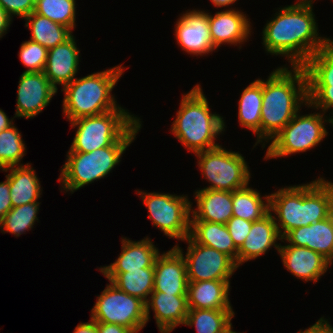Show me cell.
<instances>
[{
	"label": "cell",
	"mask_w": 333,
	"mask_h": 333,
	"mask_svg": "<svg viewBox=\"0 0 333 333\" xmlns=\"http://www.w3.org/2000/svg\"><path fill=\"white\" fill-rule=\"evenodd\" d=\"M243 13L233 8L216 12L215 15L208 13L210 35L216 49L226 43L235 46L239 44L240 48V44L248 40L252 32L251 22Z\"/></svg>",
	"instance_id": "obj_15"
},
{
	"label": "cell",
	"mask_w": 333,
	"mask_h": 333,
	"mask_svg": "<svg viewBox=\"0 0 333 333\" xmlns=\"http://www.w3.org/2000/svg\"><path fill=\"white\" fill-rule=\"evenodd\" d=\"M299 113L272 139L265 160L309 151L328 135L324 124L331 123V117L322 112L306 115Z\"/></svg>",
	"instance_id": "obj_9"
},
{
	"label": "cell",
	"mask_w": 333,
	"mask_h": 333,
	"mask_svg": "<svg viewBox=\"0 0 333 333\" xmlns=\"http://www.w3.org/2000/svg\"><path fill=\"white\" fill-rule=\"evenodd\" d=\"M13 124L0 132V169L24 165L21 163L26 154V146L22 134Z\"/></svg>",
	"instance_id": "obj_35"
},
{
	"label": "cell",
	"mask_w": 333,
	"mask_h": 333,
	"mask_svg": "<svg viewBox=\"0 0 333 333\" xmlns=\"http://www.w3.org/2000/svg\"><path fill=\"white\" fill-rule=\"evenodd\" d=\"M230 280L189 281L188 309L233 310L229 301Z\"/></svg>",
	"instance_id": "obj_24"
},
{
	"label": "cell",
	"mask_w": 333,
	"mask_h": 333,
	"mask_svg": "<svg viewBox=\"0 0 333 333\" xmlns=\"http://www.w3.org/2000/svg\"><path fill=\"white\" fill-rule=\"evenodd\" d=\"M12 208L9 180L6 178L4 182H0V221Z\"/></svg>",
	"instance_id": "obj_40"
},
{
	"label": "cell",
	"mask_w": 333,
	"mask_h": 333,
	"mask_svg": "<svg viewBox=\"0 0 333 333\" xmlns=\"http://www.w3.org/2000/svg\"><path fill=\"white\" fill-rule=\"evenodd\" d=\"M146 301V320L150 319V309L160 333H171L183 325L188 314L187 294H167L153 291Z\"/></svg>",
	"instance_id": "obj_17"
},
{
	"label": "cell",
	"mask_w": 333,
	"mask_h": 333,
	"mask_svg": "<svg viewBox=\"0 0 333 333\" xmlns=\"http://www.w3.org/2000/svg\"><path fill=\"white\" fill-rule=\"evenodd\" d=\"M39 206V202H32L13 207L0 221L1 232H9L19 237L23 232L31 230L38 221Z\"/></svg>",
	"instance_id": "obj_33"
},
{
	"label": "cell",
	"mask_w": 333,
	"mask_h": 333,
	"mask_svg": "<svg viewBox=\"0 0 333 333\" xmlns=\"http://www.w3.org/2000/svg\"><path fill=\"white\" fill-rule=\"evenodd\" d=\"M292 69V70H291ZM278 67L262 80L261 143L271 141L308 103L307 75L303 66ZM266 143H265V142Z\"/></svg>",
	"instance_id": "obj_2"
},
{
	"label": "cell",
	"mask_w": 333,
	"mask_h": 333,
	"mask_svg": "<svg viewBox=\"0 0 333 333\" xmlns=\"http://www.w3.org/2000/svg\"><path fill=\"white\" fill-rule=\"evenodd\" d=\"M76 8V0H35L34 13L72 31L76 27Z\"/></svg>",
	"instance_id": "obj_34"
},
{
	"label": "cell",
	"mask_w": 333,
	"mask_h": 333,
	"mask_svg": "<svg viewBox=\"0 0 333 333\" xmlns=\"http://www.w3.org/2000/svg\"><path fill=\"white\" fill-rule=\"evenodd\" d=\"M148 209V218L169 238L183 241L190 233L192 203L187 195L137 190Z\"/></svg>",
	"instance_id": "obj_10"
},
{
	"label": "cell",
	"mask_w": 333,
	"mask_h": 333,
	"mask_svg": "<svg viewBox=\"0 0 333 333\" xmlns=\"http://www.w3.org/2000/svg\"><path fill=\"white\" fill-rule=\"evenodd\" d=\"M27 163L25 165L11 166L2 169L10 173L5 177L9 180L10 199L12 207H18L23 204H29L40 199L42 195L40 180L35 170Z\"/></svg>",
	"instance_id": "obj_25"
},
{
	"label": "cell",
	"mask_w": 333,
	"mask_h": 333,
	"mask_svg": "<svg viewBox=\"0 0 333 333\" xmlns=\"http://www.w3.org/2000/svg\"><path fill=\"white\" fill-rule=\"evenodd\" d=\"M13 119H9L5 112L0 109V132L11 127L14 124Z\"/></svg>",
	"instance_id": "obj_45"
},
{
	"label": "cell",
	"mask_w": 333,
	"mask_h": 333,
	"mask_svg": "<svg viewBox=\"0 0 333 333\" xmlns=\"http://www.w3.org/2000/svg\"><path fill=\"white\" fill-rule=\"evenodd\" d=\"M141 119L125 109L70 121L77 127L68 152H92L110 145H130L141 128Z\"/></svg>",
	"instance_id": "obj_6"
},
{
	"label": "cell",
	"mask_w": 333,
	"mask_h": 333,
	"mask_svg": "<svg viewBox=\"0 0 333 333\" xmlns=\"http://www.w3.org/2000/svg\"><path fill=\"white\" fill-rule=\"evenodd\" d=\"M252 223L253 222L251 221H247L242 218L232 216L225 224L227 226L231 238L233 239L235 246L238 249L246 240V237L250 232Z\"/></svg>",
	"instance_id": "obj_38"
},
{
	"label": "cell",
	"mask_w": 333,
	"mask_h": 333,
	"mask_svg": "<svg viewBox=\"0 0 333 333\" xmlns=\"http://www.w3.org/2000/svg\"><path fill=\"white\" fill-rule=\"evenodd\" d=\"M297 333H333V327L329 321L321 317L315 324L305 330H299Z\"/></svg>",
	"instance_id": "obj_41"
},
{
	"label": "cell",
	"mask_w": 333,
	"mask_h": 333,
	"mask_svg": "<svg viewBox=\"0 0 333 333\" xmlns=\"http://www.w3.org/2000/svg\"><path fill=\"white\" fill-rule=\"evenodd\" d=\"M262 198L259 191L247 185L232 192L233 216L247 221H258L269 213V195Z\"/></svg>",
	"instance_id": "obj_31"
},
{
	"label": "cell",
	"mask_w": 333,
	"mask_h": 333,
	"mask_svg": "<svg viewBox=\"0 0 333 333\" xmlns=\"http://www.w3.org/2000/svg\"><path fill=\"white\" fill-rule=\"evenodd\" d=\"M277 240L284 242L278 232L273 215L269 212L266 216L252 223L246 240L238 249L237 267L247 261L260 257L273 246L279 251L280 244Z\"/></svg>",
	"instance_id": "obj_20"
},
{
	"label": "cell",
	"mask_w": 333,
	"mask_h": 333,
	"mask_svg": "<svg viewBox=\"0 0 333 333\" xmlns=\"http://www.w3.org/2000/svg\"><path fill=\"white\" fill-rule=\"evenodd\" d=\"M188 283L185 260L174 246L157 256L154 263L153 291L187 294Z\"/></svg>",
	"instance_id": "obj_16"
},
{
	"label": "cell",
	"mask_w": 333,
	"mask_h": 333,
	"mask_svg": "<svg viewBox=\"0 0 333 333\" xmlns=\"http://www.w3.org/2000/svg\"><path fill=\"white\" fill-rule=\"evenodd\" d=\"M98 333H134L131 329L124 326L98 322Z\"/></svg>",
	"instance_id": "obj_42"
},
{
	"label": "cell",
	"mask_w": 333,
	"mask_h": 333,
	"mask_svg": "<svg viewBox=\"0 0 333 333\" xmlns=\"http://www.w3.org/2000/svg\"><path fill=\"white\" fill-rule=\"evenodd\" d=\"M0 6L12 19L13 15L25 19L34 12L35 0H0Z\"/></svg>",
	"instance_id": "obj_39"
},
{
	"label": "cell",
	"mask_w": 333,
	"mask_h": 333,
	"mask_svg": "<svg viewBox=\"0 0 333 333\" xmlns=\"http://www.w3.org/2000/svg\"><path fill=\"white\" fill-rule=\"evenodd\" d=\"M79 55L74 35L48 50L44 73L57 90V85L64 87L75 79L79 70Z\"/></svg>",
	"instance_id": "obj_19"
},
{
	"label": "cell",
	"mask_w": 333,
	"mask_h": 333,
	"mask_svg": "<svg viewBox=\"0 0 333 333\" xmlns=\"http://www.w3.org/2000/svg\"><path fill=\"white\" fill-rule=\"evenodd\" d=\"M278 253L284 267L297 279L305 282L313 281L316 283L328 271L329 265H332L321 254L304 246L297 247L290 244L281 245L280 243Z\"/></svg>",
	"instance_id": "obj_18"
},
{
	"label": "cell",
	"mask_w": 333,
	"mask_h": 333,
	"mask_svg": "<svg viewBox=\"0 0 333 333\" xmlns=\"http://www.w3.org/2000/svg\"><path fill=\"white\" fill-rule=\"evenodd\" d=\"M194 195L197 208H191L190 221L226 224L233 216L232 192L199 189Z\"/></svg>",
	"instance_id": "obj_23"
},
{
	"label": "cell",
	"mask_w": 333,
	"mask_h": 333,
	"mask_svg": "<svg viewBox=\"0 0 333 333\" xmlns=\"http://www.w3.org/2000/svg\"><path fill=\"white\" fill-rule=\"evenodd\" d=\"M238 104V121L257 136L254 147L261 143L262 79L254 80L242 92Z\"/></svg>",
	"instance_id": "obj_27"
},
{
	"label": "cell",
	"mask_w": 333,
	"mask_h": 333,
	"mask_svg": "<svg viewBox=\"0 0 333 333\" xmlns=\"http://www.w3.org/2000/svg\"><path fill=\"white\" fill-rule=\"evenodd\" d=\"M313 3L298 0L283 8L267 21L262 31L266 53L284 56L290 66H303L331 39L319 36Z\"/></svg>",
	"instance_id": "obj_1"
},
{
	"label": "cell",
	"mask_w": 333,
	"mask_h": 333,
	"mask_svg": "<svg viewBox=\"0 0 333 333\" xmlns=\"http://www.w3.org/2000/svg\"><path fill=\"white\" fill-rule=\"evenodd\" d=\"M129 146L110 145L92 152H68L58 178L62 183L61 191L73 194L81 187L106 177L119 164L122 154Z\"/></svg>",
	"instance_id": "obj_7"
},
{
	"label": "cell",
	"mask_w": 333,
	"mask_h": 333,
	"mask_svg": "<svg viewBox=\"0 0 333 333\" xmlns=\"http://www.w3.org/2000/svg\"><path fill=\"white\" fill-rule=\"evenodd\" d=\"M73 333H98V322L90 318L89 322L78 324Z\"/></svg>",
	"instance_id": "obj_43"
},
{
	"label": "cell",
	"mask_w": 333,
	"mask_h": 333,
	"mask_svg": "<svg viewBox=\"0 0 333 333\" xmlns=\"http://www.w3.org/2000/svg\"><path fill=\"white\" fill-rule=\"evenodd\" d=\"M333 127V115L331 116V123H330Z\"/></svg>",
	"instance_id": "obj_47"
},
{
	"label": "cell",
	"mask_w": 333,
	"mask_h": 333,
	"mask_svg": "<svg viewBox=\"0 0 333 333\" xmlns=\"http://www.w3.org/2000/svg\"><path fill=\"white\" fill-rule=\"evenodd\" d=\"M25 27L31 31L30 40L44 46L48 50L68 40L73 32L61 24L55 23L45 16L32 12L25 18Z\"/></svg>",
	"instance_id": "obj_30"
},
{
	"label": "cell",
	"mask_w": 333,
	"mask_h": 333,
	"mask_svg": "<svg viewBox=\"0 0 333 333\" xmlns=\"http://www.w3.org/2000/svg\"><path fill=\"white\" fill-rule=\"evenodd\" d=\"M324 179L318 177L311 183L283 187L269 195V212L274 214L282 238L293 229L333 214V183Z\"/></svg>",
	"instance_id": "obj_3"
},
{
	"label": "cell",
	"mask_w": 333,
	"mask_h": 333,
	"mask_svg": "<svg viewBox=\"0 0 333 333\" xmlns=\"http://www.w3.org/2000/svg\"><path fill=\"white\" fill-rule=\"evenodd\" d=\"M308 103L306 106L321 111L326 114L328 110H333V84H307ZM333 115V111L330 112Z\"/></svg>",
	"instance_id": "obj_37"
},
{
	"label": "cell",
	"mask_w": 333,
	"mask_h": 333,
	"mask_svg": "<svg viewBox=\"0 0 333 333\" xmlns=\"http://www.w3.org/2000/svg\"><path fill=\"white\" fill-rule=\"evenodd\" d=\"M209 107L201 85L197 84L183 94L171 125L175 138L194 154L220 146L215 140L225 131V120L219 114L211 113Z\"/></svg>",
	"instance_id": "obj_4"
},
{
	"label": "cell",
	"mask_w": 333,
	"mask_h": 333,
	"mask_svg": "<svg viewBox=\"0 0 333 333\" xmlns=\"http://www.w3.org/2000/svg\"><path fill=\"white\" fill-rule=\"evenodd\" d=\"M19 58L28 69L26 72H44L48 49L31 40L21 44Z\"/></svg>",
	"instance_id": "obj_36"
},
{
	"label": "cell",
	"mask_w": 333,
	"mask_h": 333,
	"mask_svg": "<svg viewBox=\"0 0 333 333\" xmlns=\"http://www.w3.org/2000/svg\"><path fill=\"white\" fill-rule=\"evenodd\" d=\"M303 67L307 84H333V40L313 54Z\"/></svg>",
	"instance_id": "obj_32"
},
{
	"label": "cell",
	"mask_w": 333,
	"mask_h": 333,
	"mask_svg": "<svg viewBox=\"0 0 333 333\" xmlns=\"http://www.w3.org/2000/svg\"><path fill=\"white\" fill-rule=\"evenodd\" d=\"M235 313L224 309H188L184 325L195 326L197 333H237L231 320Z\"/></svg>",
	"instance_id": "obj_29"
},
{
	"label": "cell",
	"mask_w": 333,
	"mask_h": 333,
	"mask_svg": "<svg viewBox=\"0 0 333 333\" xmlns=\"http://www.w3.org/2000/svg\"><path fill=\"white\" fill-rule=\"evenodd\" d=\"M57 92L44 72L24 71L19 79L14 118H34L49 105Z\"/></svg>",
	"instance_id": "obj_13"
},
{
	"label": "cell",
	"mask_w": 333,
	"mask_h": 333,
	"mask_svg": "<svg viewBox=\"0 0 333 333\" xmlns=\"http://www.w3.org/2000/svg\"><path fill=\"white\" fill-rule=\"evenodd\" d=\"M122 251L114 263L100 267L101 273H125L128 270L154 267L155 260L160 254L150 237L140 241L121 238Z\"/></svg>",
	"instance_id": "obj_22"
},
{
	"label": "cell",
	"mask_w": 333,
	"mask_h": 333,
	"mask_svg": "<svg viewBox=\"0 0 333 333\" xmlns=\"http://www.w3.org/2000/svg\"><path fill=\"white\" fill-rule=\"evenodd\" d=\"M112 284L125 293L143 300L154 290V267L128 270L125 273H102Z\"/></svg>",
	"instance_id": "obj_28"
},
{
	"label": "cell",
	"mask_w": 333,
	"mask_h": 333,
	"mask_svg": "<svg viewBox=\"0 0 333 333\" xmlns=\"http://www.w3.org/2000/svg\"><path fill=\"white\" fill-rule=\"evenodd\" d=\"M215 7H228L231 4L235 3L237 0H210Z\"/></svg>",
	"instance_id": "obj_46"
},
{
	"label": "cell",
	"mask_w": 333,
	"mask_h": 333,
	"mask_svg": "<svg viewBox=\"0 0 333 333\" xmlns=\"http://www.w3.org/2000/svg\"><path fill=\"white\" fill-rule=\"evenodd\" d=\"M125 68L116 67L75 78L61 89L64 92L63 115L68 121L99 115L115 109H124L117 104L112 90Z\"/></svg>",
	"instance_id": "obj_5"
},
{
	"label": "cell",
	"mask_w": 333,
	"mask_h": 333,
	"mask_svg": "<svg viewBox=\"0 0 333 333\" xmlns=\"http://www.w3.org/2000/svg\"><path fill=\"white\" fill-rule=\"evenodd\" d=\"M183 241L188 243L186 255L178 244L174 247L183 255L188 281L229 280L238 269L228 255L195 243L189 236Z\"/></svg>",
	"instance_id": "obj_12"
},
{
	"label": "cell",
	"mask_w": 333,
	"mask_h": 333,
	"mask_svg": "<svg viewBox=\"0 0 333 333\" xmlns=\"http://www.w3.org/2000/svg\"><path fill=\"white\" fill-rule=\"evenodd\" d=\"M175 26L177 44L186 53L203 56L217 50L210 35L208 13L204 10L186 11Z\"/></svg>",
	"instance_id": "obj_14"
},
{
	"label": "cell",
	"mask_w": 333,
	"mask_h": 333,
	"mask_svg": "<svg viewBox=\"0 0 333 333\" xmlns=\"http://www.w3.org/2000/svg\"><path fill=\"white\" fill-rule=\"evenodd\" d=\"M11 22L12 18L0 6V38H2L7 33Z\"/></svg>",
	"instance_id": "obj_44"
},
{
	"label": "cell",
	"mask_w": 333,
	"mask_h": 333,
	"mask_svg": "<svg viewBox=\"0 0 333 333\" xmlns=\"http://www.w3.org/2000/svg\"><path fill=\"white\" fill-rule=\"evenodd\" d=\"M301 1H308V2H313L314 0H300Z\"/></svg>",
	"instance_id": "obj_48"
},
{
	"label": "cell",
	"mask_w": 333,
	"mask_h": 333,
	"mask_svg": "<svg viewBox=\"0 0 333 333\" xmlns=\"http://www.w3.org/2000/svg\"><path fill=\"white\" fill-rule=\"evenodd\" d=\"M189 237L201 245L228 255L237 265L238 248L231 238L227 226L207 221H190Z\"/></svg>",
	"instance_id": "obj_26"
},
{
	"label": "cell",
	"mask_w": 333,
	"mask_h": 333,
	"mask_svg": "<svg viewBox=\"0 0 333 333\" xmlns=\"http://www.w3.org/2000/svg\"><path fill=\"white\" fill-rule=\"evenodd\" d=\"M91 318L96 322L121 325L139 333L147 324L146 304L110 282L98 295L91 309Z\"/></svg>",
	"instance_id": "obj_11"
},
{
	"label": "cell",
	"mask_w": 333,
	"mask_h": 333,
	"mask_svg": "<svg viewBox=\"0 0 333 333\" xmlns=\"http://www.w3.org/2000/svg\"><path fill=\"white\" fill-rule=\"evenodd\" d=\"M197 166L210 186L203 189L230 191L246 187L251 173L241 153L228 151L221 145L195 153Z\"/></svg>",
	"instance_id": "obj_8"
},
{
	"label": "cell",
	"mask_w": 333,
	"mask_h": 333,
	"mask_svg": "<svg viewBox=\"0 0 333 333\" xmlns=\"http://www.w3.org/2000/svg\"><path fill=\"white\" fill-rule=\"evenodd\" d=\"M282 239L297 247H307L333 264V214L311 225L289 231Z\"/></svg>",
	"instance_id": "obj_21"
}]
</instances>
